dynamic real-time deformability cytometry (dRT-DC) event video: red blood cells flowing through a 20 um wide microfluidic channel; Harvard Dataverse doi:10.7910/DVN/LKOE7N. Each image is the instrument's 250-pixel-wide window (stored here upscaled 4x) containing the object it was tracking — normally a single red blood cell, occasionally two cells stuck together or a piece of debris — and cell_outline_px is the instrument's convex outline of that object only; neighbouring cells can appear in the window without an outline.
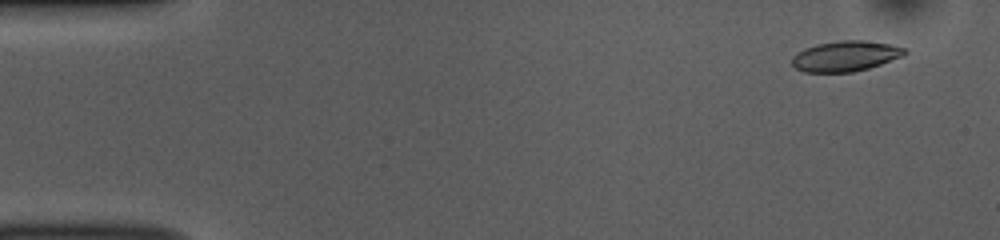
{"species": "common noctule bat (a hibernating species)", "species_latin": "Nyctalus noctula", "temperature_condition": "room temperature", "stored_images_in_passage": 52, "camera_frame_rate_fps": 3000, "um_per_image_px": 0.085, "animal": {"sex": "female", "body_mass_g": 10.0, "forearm_length_mm": 53.1}, "frame": {"image": 1, "passage_image": 4, "time_ms": 1.0, "image_size_px": [1000, 240], "cell_outline_px": [[908, 52], [904, 56], [868, 68], [852, 72], [804, 72], [796, 68], [792, 64], [792, 56], [796, 52], [804, 48], [816, 44], [840, 40], [864, 40], [888, 44], [904, 48]], "centroid_in_image_um": [71.84, 4.76], "position_along_channel_um": 13.2, "area_um2": 20.0}}
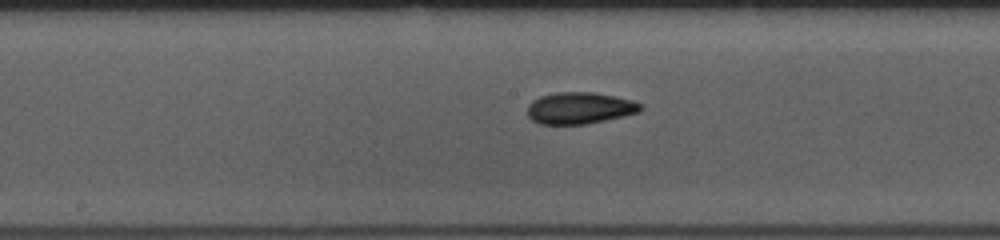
{"frame": {"image": 2, "passage_image": 27, "time_ms": 8.667, "image_size_px": [1000, 240], "cell_outline_px": [[644, 108], [640, 112], [624, 116], [584, 124], [540, 124], [532, 120], [528, 116], [528, 104], [532, 100], [540, 96], [556, 92], [592, 92], [632, 100], [644, 104]], "centroid_in_image_um": [49.28, 9.18], "position_along_channel_um": 198.9, "area_um2": 20.92}}
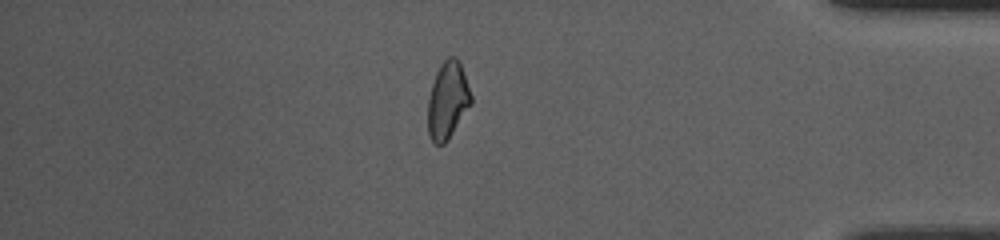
{"frame": {"image": 3, "passage_image": 45, "time_ms": 14.667, "image_size_px": [1000, 240], "cell_outline_px": [[472, 104], [448, 140], [444, 144], [436, 144], [432, 140], [428, 132], [428, 100], [432, 84], [436, 72], [440, 64], [448, 56], [456, 56], [460, 60], [472, 96]], "centroid_in_image_um": [38.07, 8.5], "position_along_channel_um": 397.1, "area_um2": 19.59}, "authors_computed_cell_mechanics": {"area_um2": 20.0855, "velocity_mm_per_s": 3.8486, "shape_relaxation_time_tau1_ms": 3.5813, "shape_relaxation_time_tau2_ms": 3.4559, "deformation_change_tau1": 0.1061, "deformation_change_tau2": 0.083}}